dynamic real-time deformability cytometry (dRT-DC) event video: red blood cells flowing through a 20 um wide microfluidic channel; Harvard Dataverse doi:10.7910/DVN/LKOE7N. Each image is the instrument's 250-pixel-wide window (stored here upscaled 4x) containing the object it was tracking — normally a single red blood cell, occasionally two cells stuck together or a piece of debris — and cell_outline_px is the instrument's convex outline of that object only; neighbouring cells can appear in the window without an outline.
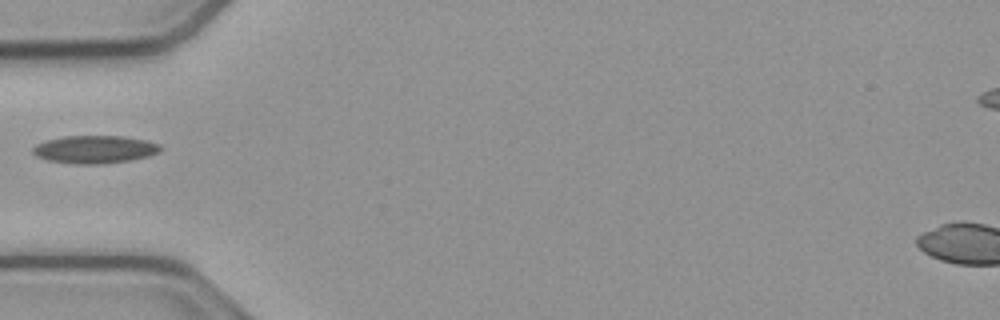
{"species": "common noctule bat (a hibernating species)", "species_latin": "Nyctalus noctula", "temperature_condition": "cold", "stored_images_in_passage": 37, "camera_frame_rate_fps": 3000, "um_per_image_px": 0.085, "animal": {"sex": "male", "body_mass_g": 23.1, "forearm_length_mm": 52.7}, "frame": {"image": 1, "passage_image": 1, "time_ms": 0.0, "image_size_px": [1000, 320], "cell_outline_px": [[160, 152], [148, 156], [128, 160], [104, 164], [72, 164], [48, 160], [36, 156], [32, 152], [32, 148], [36, 144], [48, 140], [64, 136], [120, 136], [148, 140], [160, 144]], "centroid_in_image_um": [8.05, 12.7], "position_along_channel_um": 77.0, "area_um2": 20.69}}
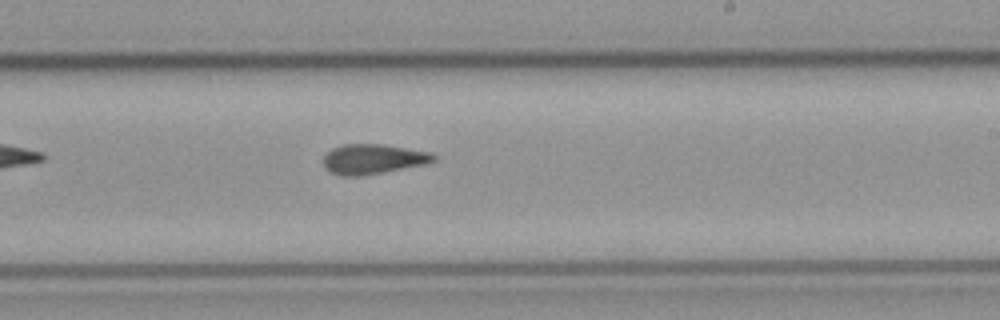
{"frame": {"image": 2, "passage_image": 15, "time_ms": 4.667, "image_size_px": [1000, 320], "cell_outline_px": [[436, 160], [424, 164], [360, 176], [340, 176], [324, 168], [324, 156], [332, 148], [344, 144], [384, 144], [432, 152], [436, 156]], "centroid_in_image_um": [31.7, 13.51], "position_along_channel_um": 257.3, "area_um2": 19.13}}
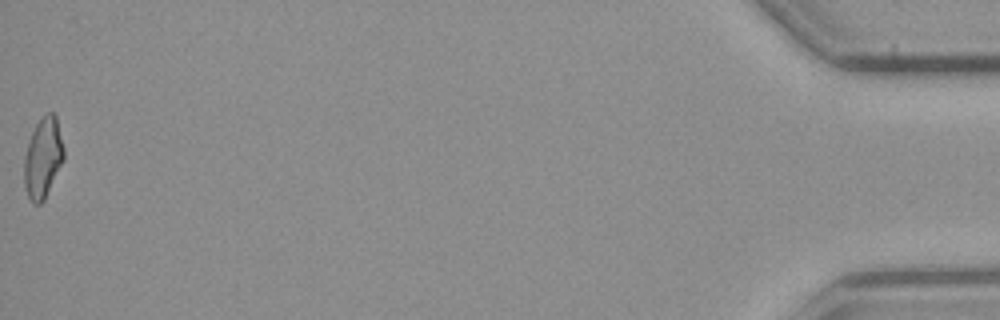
{"frame": {"image": 3, "passage_image": 37, "time_ms": 12.0, "image_size_px": [1000, 320], "cell_outline_px": [[64, 160], [44, 200], [40, 204], [32, 204], [24, 188], [24, 156], [32, 132], [36, 124], [48, 112], [52, 112], [56, 116], [64, 148]], "centroid_in_image_um": [3.65, 13.46], "position_along_channel_um": 431.5, "area_um2": 18.55}}